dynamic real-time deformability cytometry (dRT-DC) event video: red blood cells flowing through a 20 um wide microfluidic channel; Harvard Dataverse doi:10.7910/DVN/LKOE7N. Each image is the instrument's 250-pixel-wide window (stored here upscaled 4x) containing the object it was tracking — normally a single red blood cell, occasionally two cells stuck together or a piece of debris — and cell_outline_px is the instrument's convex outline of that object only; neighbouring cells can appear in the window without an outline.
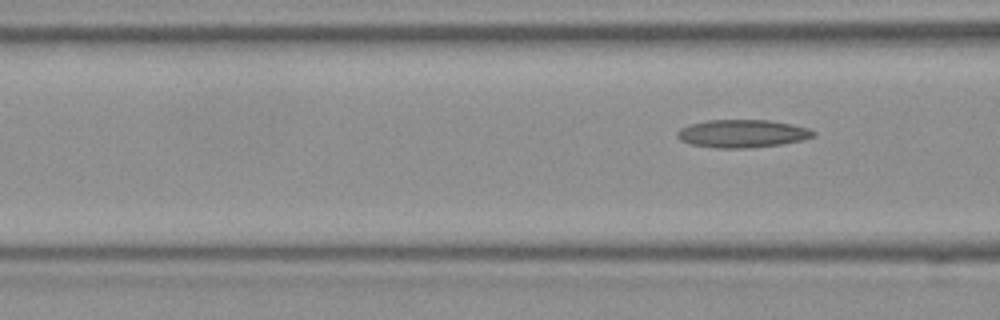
{"species": "Egyptian fruit bat (a non-hibernating species)", "species_latin": "Rousettus aegyptiacus", "temperature_condition": "room temperature", "stored_images_in_passage": 6, "segment_of_instrument_passage": [2, 2], "camera_frame_rate_fps": 3000, "um_per_image_px": 0.085, "frame": {"image": 1, "passage_image": 6, "time_ms": 1.667, "image_size_px": [1000, 320], "cell_outline_px": [[816, 136], [804, 140], [780, 144], [748, 148], [716, 148], [692, 144], [680, 140], [676, 136], [676, 132], [680, 128], [692, 124], [708, 120], [768, 120], [792, 124], [808, 128], [816, 132]], "centroid_in_image_um": [63.12, 11.35], "position_along_channel_um": 103.5, "area_um2": 22.14}}